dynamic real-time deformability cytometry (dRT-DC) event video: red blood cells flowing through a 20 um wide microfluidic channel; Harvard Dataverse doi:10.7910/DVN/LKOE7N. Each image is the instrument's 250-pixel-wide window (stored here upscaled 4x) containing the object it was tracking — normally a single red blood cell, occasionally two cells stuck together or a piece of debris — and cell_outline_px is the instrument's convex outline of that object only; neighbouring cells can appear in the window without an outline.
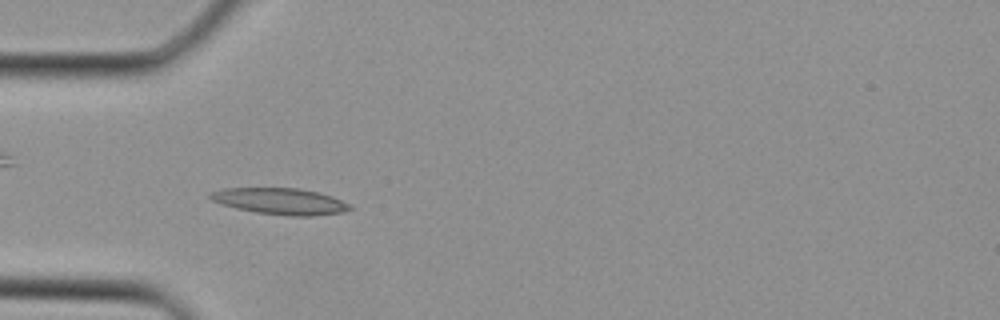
{"species": "Egyptian fruit bat (a non-hibernating species)", "species_latin": "Rousettus aegyptiacus", "temperature_condition": "cold", "stored_images_in_passage": 33, "camera_frame_rate_fps": 3000, "um_per_image_px": 0.085, "animal": {"sex": "female"}, "frame": {"image": 1, "passage_image": 8, "time_ms": 2.333, "image_size_px": [1000, 320], "cell_outline_px": [[352, 208], [340, 212], [312, 216], [292, 216], [256, 212], [236, 208], [212, 200], [208, 196], [208, 192], [224, 188], [300, 188], [332, 196], [348, 204]], "centroid_in_image_um": [23.77, 17.09], "position_along_channel_um": 61.2, "area_um2": 21.15}}
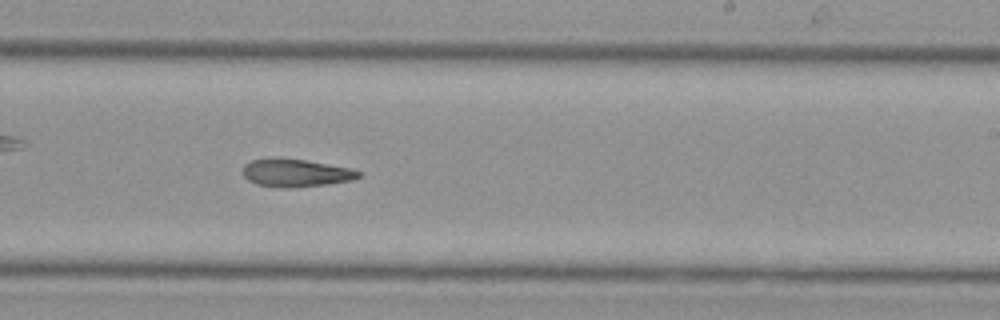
{"frame": {"image": 2, "passage_image": 19, "time_ms": 6.0, "image_size_px": [1000, 320], "cell_outline_px": [[360, 176], [352, 180], [328, 184], [288, 188], [256, 184], [248, 180], [244, 176], [244, 164], [252, 160], [272, 156], [280, 156], [352, 168], [360, 172]], "centroid_in_image_um": [25.12, 14.67], "position_along_channel_um": 263.9, "area_um2": 18.96}}
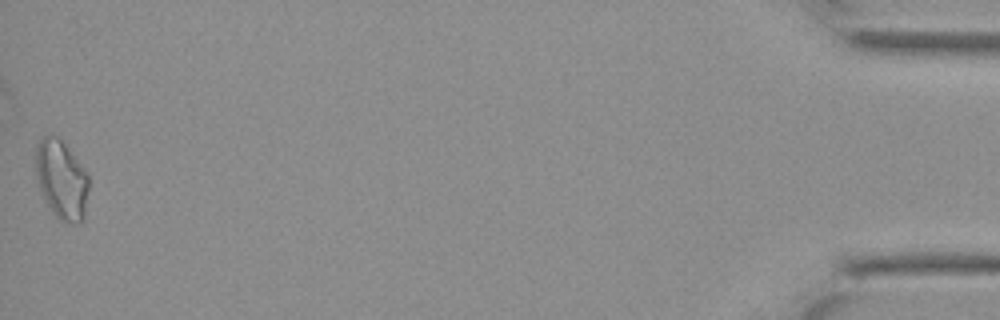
{"frame": {"image": 3, "passage_image": 33, "time_ms": 10.667, "image_size_px": [1000, 320], "cell_outline_px": [[88, 188], [84, 220], [80, 224], [72, 224], [60, 220], [52, 212], [40, 188], [36, 176], [36, 144], [44, 136], [56, 136], [64, 144], [88, 176]], "centroid_in_image_um": [5.23, 15.32], "position_along_channel_um": 430.0, "area_um2": 23.87}}